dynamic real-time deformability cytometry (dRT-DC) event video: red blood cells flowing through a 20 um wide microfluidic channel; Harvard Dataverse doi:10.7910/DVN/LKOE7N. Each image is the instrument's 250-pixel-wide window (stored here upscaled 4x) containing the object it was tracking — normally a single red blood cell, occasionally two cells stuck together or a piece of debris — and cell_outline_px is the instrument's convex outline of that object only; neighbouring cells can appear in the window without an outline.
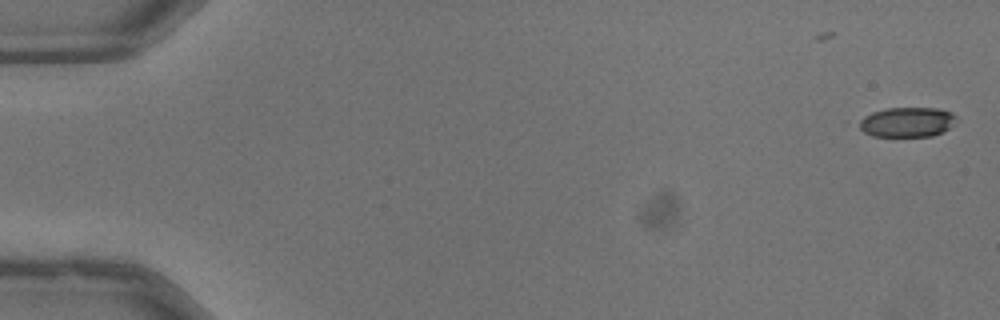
{"species": "common noctule bat (a hibernating species)", "species_latin": "Nyctalus noctula", "temperature_condition": "warm", "stored_images_in_passage": 38, "camera_frame_rate_fps": 3000, "um_per_image_px": 0.085, "animal": {"sex": "male", "body_mass_g": 13.3}, "frame": {"image": 1, "passage_image": 1, "time_ms": 0.0, "image_size_px": [1000, 320], "cell_outline_px": [[956, 116], [948, 128], [944, 132], [932, 136], [872, 136], [864, 132], [860, 128], [856, 120], [872, 112], [888, 108], [936, 108], [952, 112]], "centroid_in_image_um": [77.05, 10.38], "position_along_channel_um": 8.0, "area_um2": 16.88}}
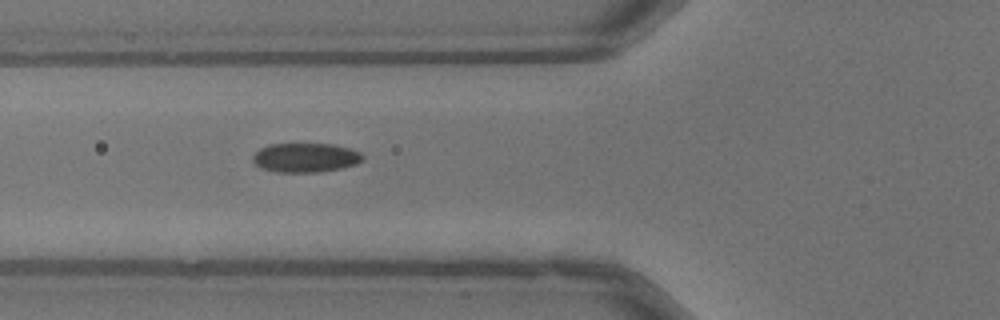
{"frame": {"image": 2, "passage_image": 20, "time_ms": 6.333, "image_size_px": [1000, 320], "cell_outline_px": [[364, 156], [356, 164], [340, 168], [316, 172], [276, 172], [264, 168], [256, 164], [252, 160], [252, 156], [260, 148], [268, 144], [332, 144], [348, 148], [360, 152]], "centroid_in_image_um": [25.94, 13.39], "position_along_channel_um": 99.9, "area_um2": 18.5}}
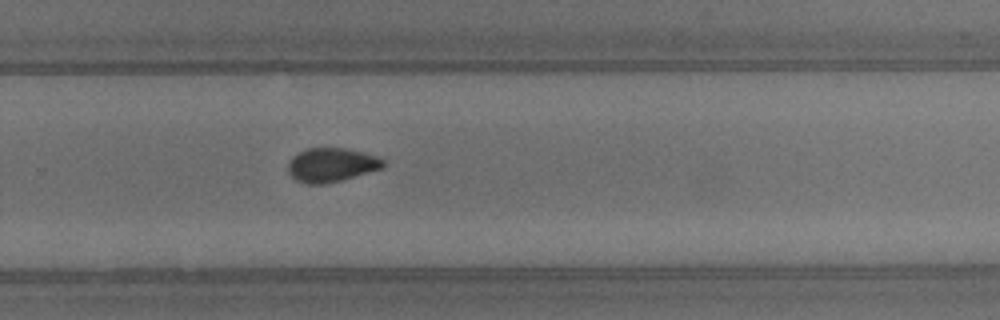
{"frame": {"image": 3, "passage_image": 35, "time_ms": 11.333, "image_size_px": [1000, 320], "cell_outline_px": [[384, 168], [340, 180], [324, 184], [308, 184], [296, 180], [288, 172], [288, 164], [292, 156], [308, 148], [344, 148], [376, 156], [384, 160]], "centroid_in_image_um": [28.16, 14.02], "position_along_channel_um": 301.6, "area_um2": 18.61}}